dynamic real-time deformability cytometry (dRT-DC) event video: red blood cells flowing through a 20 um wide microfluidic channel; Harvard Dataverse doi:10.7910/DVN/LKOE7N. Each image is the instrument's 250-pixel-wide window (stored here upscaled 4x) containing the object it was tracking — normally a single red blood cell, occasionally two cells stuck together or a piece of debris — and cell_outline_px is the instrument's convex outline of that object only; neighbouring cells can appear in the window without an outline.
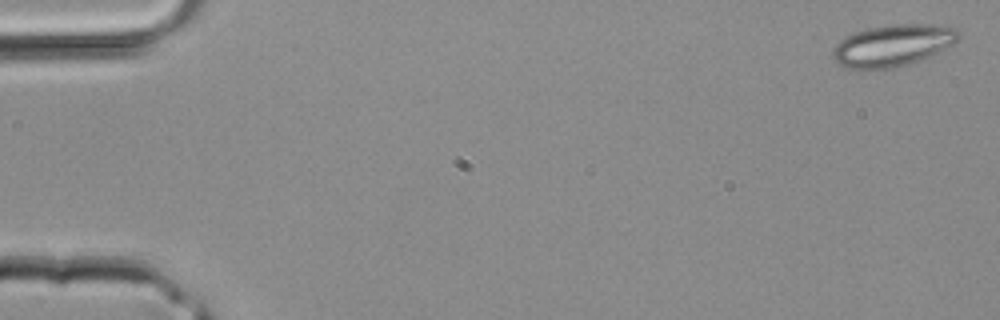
{"species": "common noctule bat (a hibernating species)", "species_latin": "Nyctalus noctula", "temperature_condition": "room temperature", "stored_images_in_passage": 38, "camera_frame_rate_fps": 3000, "um_per_image_px": 0.085, "animal": {"sex": "male", "body_mass_g": 20.4}, "frame": {"image": 1, "passage_image": 1, "time_ms": 0.0, "image_size_px": [1000, 320], "cell_outline_px": [[960, 40], [920, 60], [908, 64], [888, 68], [848, 68], [832, 60], [832, 48], [844, 36], [868, 28], [892, 24], [932, 24], [956, 28], [960, 32]], "centroid_in_image_um": [75.87, 3.84], "position_along_channel_um": 9.1, "area_um2": 30.4}}
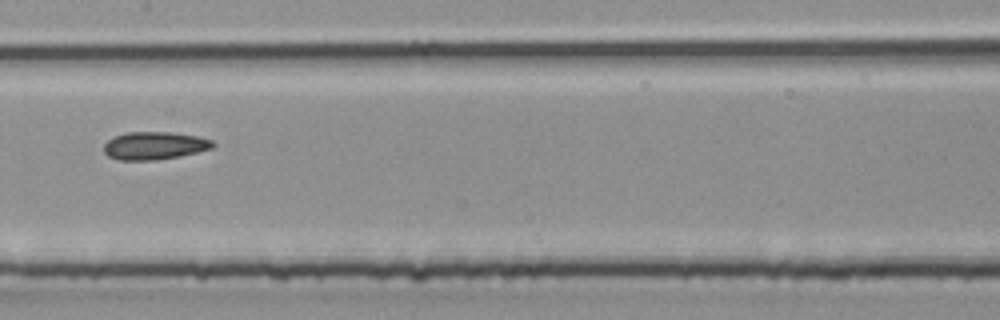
{"frame": {"image": 2, "passage_image": 20, "time_ms": 6.333, "image_size_px": [1000, 320], "cell_outline_px": [[216, 144], [212, 148], [180, 156], [156, 160], [120, 160], [108, 156], [104, 152], [104, 144], [108, 140], [116, 136], [128, 132], [172, 132], [196, 136], [212, 140]], "centroid_in_image_um": [13.13, 12.38], "position_along_channel_um": 194.3, "area_um2": 17.57}}
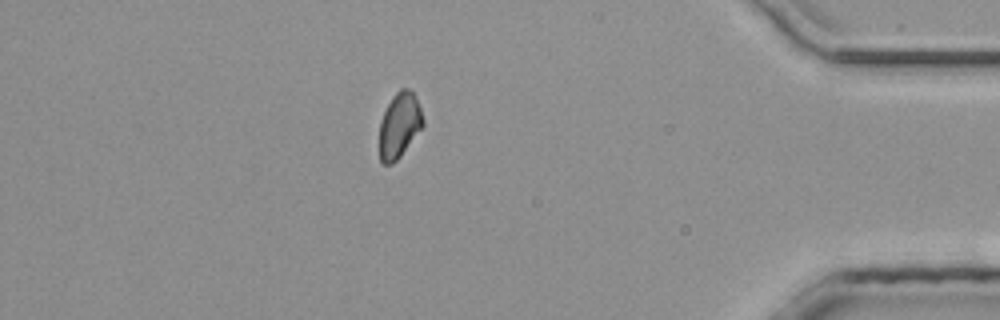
{"frame": {"image": 3, "passage_image": 34, "time_ms": 11.0, "image_size_px": [1000, 320], "cell_outline_px": [[424, 124], [400, 156], [392, 164], [380, 164], [380, 120], [392, 96], [400, 88], [408, 88], [412, 92], [420, 108], [424, 120]], "centroid_in_image_um": [33.93, 10.65], "position_along_channel_um": 401.3, "area_um2": 16.3}}